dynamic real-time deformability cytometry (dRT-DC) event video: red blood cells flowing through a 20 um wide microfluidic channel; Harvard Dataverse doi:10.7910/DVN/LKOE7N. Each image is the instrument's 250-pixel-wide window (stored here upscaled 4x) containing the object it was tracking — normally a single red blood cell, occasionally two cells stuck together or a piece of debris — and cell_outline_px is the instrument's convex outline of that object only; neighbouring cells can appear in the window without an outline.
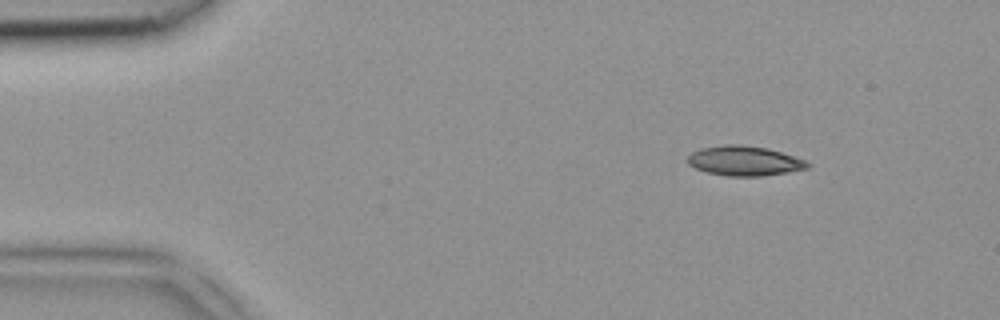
{"species": "common noctule bat (a hibernating species)", "species_latin": "Nyctalus noctula", "temperature_condition": "room temperature", "stored_images_in_passage": 5, "camera_frame_rate_fps": 3000, "um_per_image_px": 0.085, "animal": {"sex": "female", "body_mass_g": 18.4}, "frame": {"image": 1, "passage_image": 1, "time_ms": 0.0, "image_size_px": [1000, 320], "cell_outline_px": [[808, 168], [788, 172], [764, 176], [728, 176], [708, 172], [696, 168], [688, 164], [688, 156], [692, 152], [700, 148], [724, 144], [740, 144], [768, 148], [804, 160], [808, 164]], "centroid_in_image_um": [63.24, 13.67], "position_along_channel_um": 21.8, "area_um2": 20.63}}
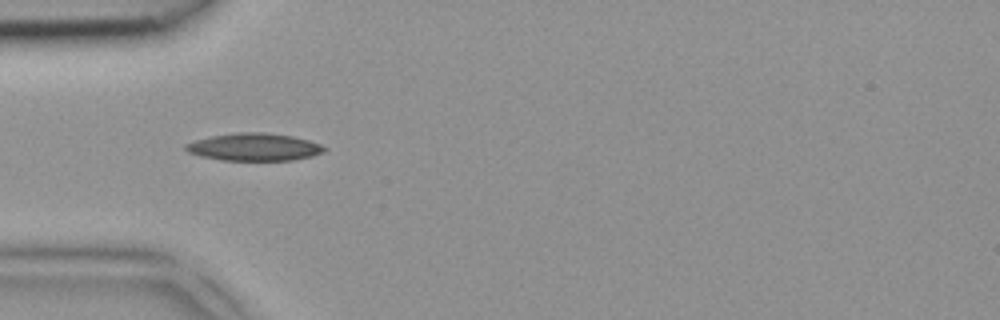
{"frame": {"image": 2, "passage_image": 3, "time_ms": 0.667, "image_size_px": [1000, 320], "cell_outline_px": [[328, 148], [324, 152], [312, 156], [292, 160], [220, 160], [200, 156], [188, 152], [184, 148], [184, 144], [196, 140], [212, 136], [236, 132], [264, 132], [292, 136], [308, 140], [320, 144]], "centroid_in_image_um": [21.6, 12.49], "position_along_channel_um": 63.4, "area_um2": 22.25}}